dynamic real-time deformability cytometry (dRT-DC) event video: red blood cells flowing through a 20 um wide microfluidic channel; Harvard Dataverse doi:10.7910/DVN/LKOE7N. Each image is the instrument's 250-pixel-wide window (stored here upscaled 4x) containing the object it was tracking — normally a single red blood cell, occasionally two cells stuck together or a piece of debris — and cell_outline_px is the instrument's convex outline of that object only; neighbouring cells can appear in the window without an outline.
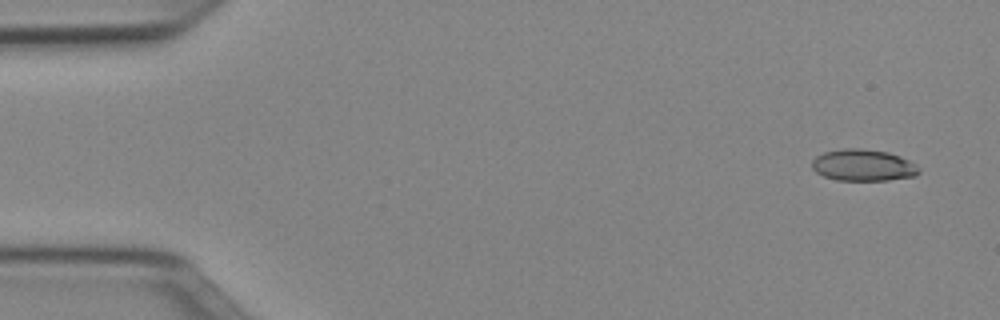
{"species": "Egyptian fruit bat (a non-hibernating species)", "species_latin": "Rousettus aegyptiacus", "temperature_condition": "cold", "stored_images_in_passage": 49, "camera_frame_rate_fps": 3000, "um_per_image_px": 0.085, "animal": {"sex": "female"}, "frame": {"image": 1, "passage_image": 1, "time_ms": 0.0, "image_size_px": [1000, 320], "cell_outline_px": [[920, 172], [916, 176], [888, 180], [836, 180], [824, 176], [816, 172], [812, 168], [812, 160], [816, 156], [824, 152], [844, 148], [860, 148], [888, 152], [900, 156], [916, 164], [920, 168]], "centroid_in_image_um": [73.38, 14.04], "position_along_channel_um": 11.6, "area_um2": 19.83}}
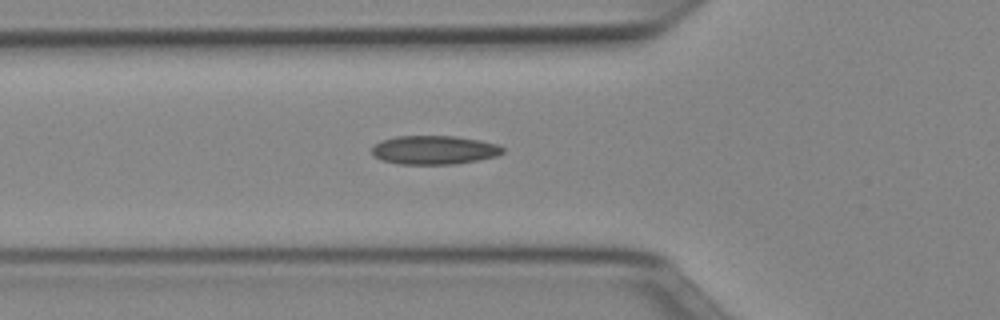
{"frame": {"image": 2, "passage_image": 16, "time_ms": 5.0, "image_size_px": [1000, 320], "cell_outline_px": [[504, 152], [496, 156], [456, 164], [400, 164], [380, 160], [372, 156], [372, 148], [380, 140], [396, 136], [456, 136], [480, 140], [500, 144], [504, 148]], "centroid_in_image_um": [36.9, 12.74], "position_along_channel_um": 88.9, "area_um2": 22.14}}
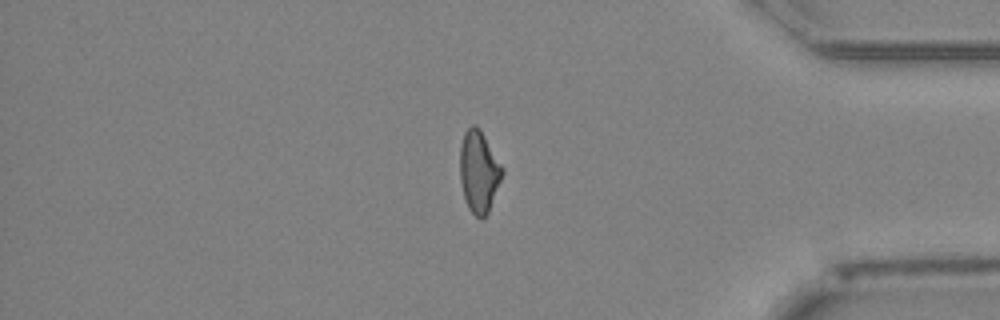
{"frame": {"image": 3, "passage_image": 41, "time_ms": 13.333, "image_size_px": [1000, 320], "cell_outline_px": [[504, 172], [488, 212], [480, 220], [468, 208], [464, 196], [460, 180], [460, 144], [464, 132], [472, 124], [476, 124], [480, 128], [504, 168]], "centroid_in_image_um": [40.7, 14.55], "position_along_channel_um": 394.5, "area_um2": 20.23}, "authors_computed_cell_mechanics": {"area_um2": 20.4034, "velocity_mm_per_s": 3.9781, "shape_relaxation_time_tau1_ms": 10.7331, "shape_relaxation_time_tau2_ms": 2.2411, "deformation_change_tau1": 0.2168, "deformation_change_tau2": 0.0833}}